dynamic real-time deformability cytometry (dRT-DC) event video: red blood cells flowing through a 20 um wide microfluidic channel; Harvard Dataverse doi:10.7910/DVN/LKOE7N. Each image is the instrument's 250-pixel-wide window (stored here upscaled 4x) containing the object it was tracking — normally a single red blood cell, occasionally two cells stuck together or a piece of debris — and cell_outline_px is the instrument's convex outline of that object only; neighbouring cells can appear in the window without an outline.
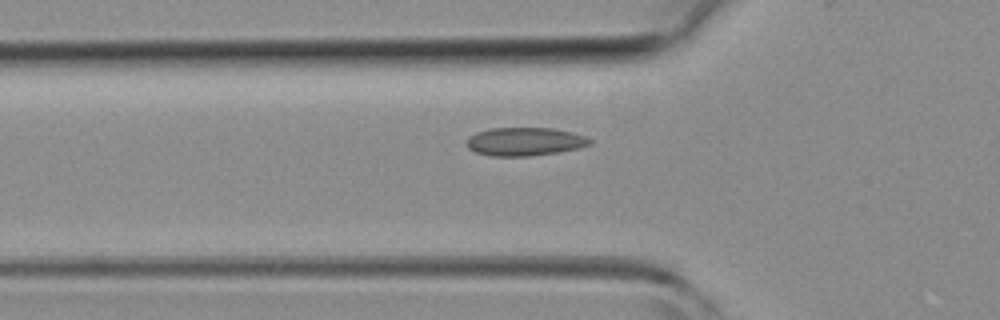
{"species": "common noctule bat (a hibernating species)", "species_latin": "Nyctalus noctula", "temperature_condition": "room temperature", "stored_images_in_passage": 30, "camera_frame_rate_fps": 3000, "um_per_image_px": 0.085, "animal": {"sex": "female", "body_mass_g": 19.3, "forearm_length_mm": 54.1}, "frame": {"image": 1, "passage_image": 2, "time_ms": 0.333, "image_size_px": [1000, 320], "cell_outline_px": [[592, 144], [580, 148], [560, 152], [528, 156], [488, 156], [476, 152], [468, 148], [464, 144], [468, 136], [476, 132], [492, 128], [552, 128], [572, 132], [584, 136], [592, 140]], "centroid_in_image_um": [44.58, 12.04], "position_along_channel_um": 81.2, "area_um2": 20.58}}
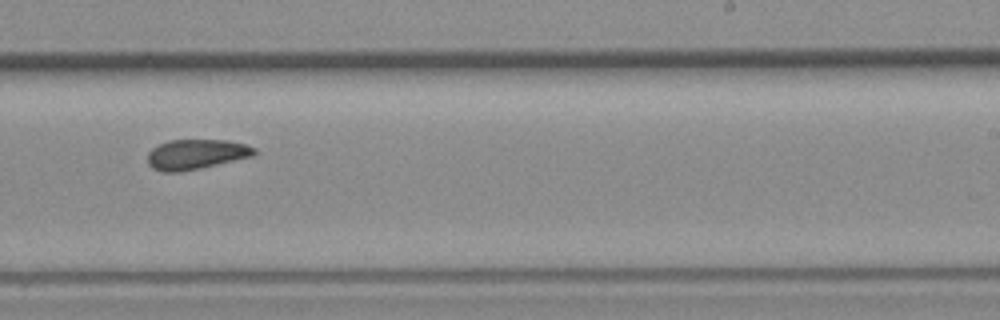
{"frame": {"image": 2, "passage_image": 14, "time_ms": 4.333, "image_size_px": [1000, 320], "cell_outline_px": [[256, 152], [252, 156], [200, 168], [180, 172], [164, 172], [152, 168], [148, 164], [148, 152], [152, 148], [168, 140], [228, 140], [244, 144], [256, 148]], "centroid_in_image_um": [16.64, 13.11], "position_along_channel_um": 272.4, "area_um2": 18.55}}
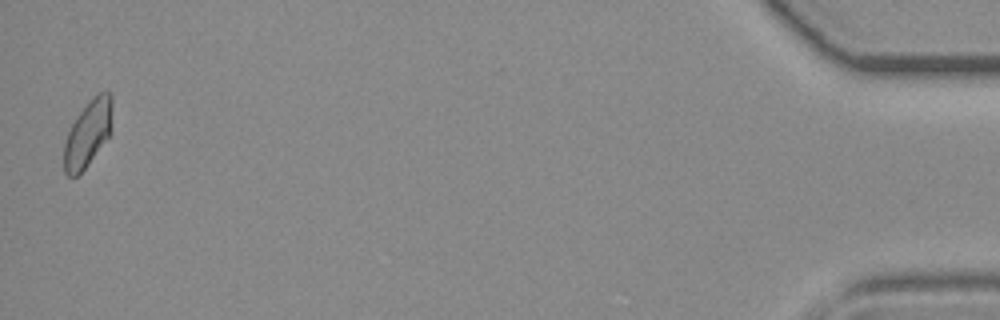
{"frame": {"image": 3, "passage_image": 30, "time_ms": 9.667, "image_size_px": [1000, 320], "cell_outline_px": [[112, 132], [84, 168], [76, 176], [68, 176], [64, 172], [64, 144], [68, 132], [72, 124], [80, 112], [92, 96], [100, 92], [108, 92], [112, 96]], "centroid_in_image_um": [7.49, 11.32], "position_along_channel_um": 427.7, "area_um2": 18.5}}